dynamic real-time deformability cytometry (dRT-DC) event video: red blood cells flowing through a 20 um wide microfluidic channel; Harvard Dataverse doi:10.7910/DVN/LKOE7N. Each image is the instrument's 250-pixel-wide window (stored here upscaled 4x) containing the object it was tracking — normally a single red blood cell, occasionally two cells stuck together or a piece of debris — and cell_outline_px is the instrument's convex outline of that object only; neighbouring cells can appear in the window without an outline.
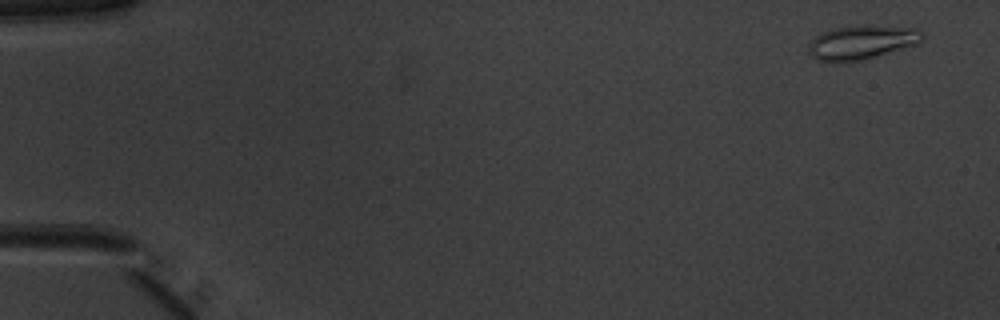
{"species": "common noctule bat (a hibernating species)", "species_latin": "Nyctalus noctula", "temperature_condition": "warm", "stored_images_in_passage": 50, "camera_frame_rate_fps": 3000, "um_per_image_px": 0.085, "animal": {"sex": "male", "body_mass_g": 20.1, "forearm_length_mm": 53.5}, "frame": {"image": 1, "passage_image": 1, "time_ms": 0.0, "image_size_px": [1000, 320], "cell_outline_px": [[924, 36], [916, 44], [876, 56], [860, 60], [840, 64], [820, 60], [812, 56], [808, 52], [808, 44], [816, 36], [824, 32], [836, 28], [856, 24], [868, 24], [920, 28], [924, 32]], "centroid_in_image_um": [73.25, 3.58], "position_along_channel_um": 11.7, "area_um2": 22.95}}
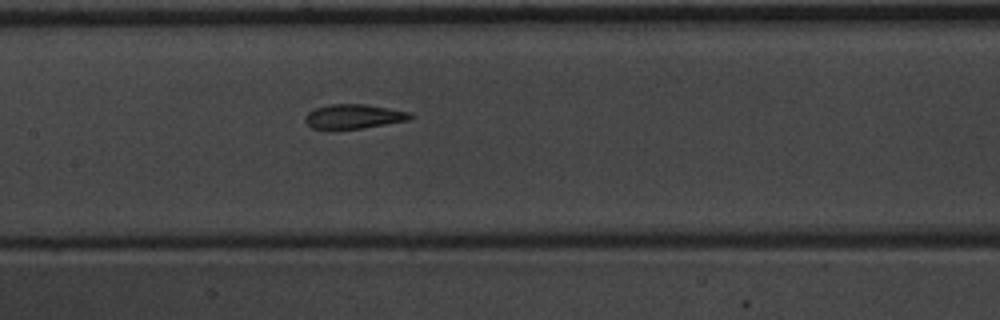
{"frame": {"image": 2, "passage_image": 24, "time_ms": 7.667, "image_size_px": [1000, 320], "cell_outline_px": [[416, 116], [408, 120], [364, 128], [312, 128], [304, 120], [304, 116], [308, 112], [316, 108], [328, 104], [364, 104], [412, 112]], "centroid_in_image_um": [30.11, 9.88], "position_along_channel_um": 177.3, "area_um2": 14.85}}
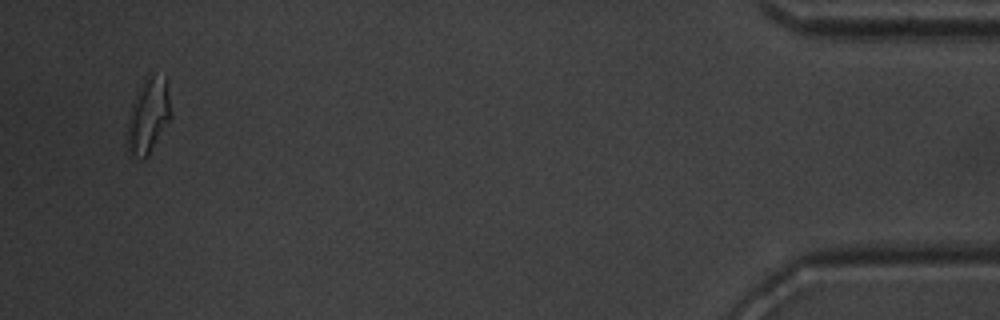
{"frame": {"image": 3, "passage_image": 48, "time_ms": 15.667, "image_size_px": [1000, 320], "cell_outline_px": [[172, 112], [168, 120], [148, 156], [144, 160], [140, 160], [128, 156], [128, 124], [132, 104], [148, 72], [168, 80]], "centroid_in_image_um": [12.62, 9.86], "position_along_channel_um": 422.6, "area_um2": 18.96}, "authors_computed_cell_mechanics": {"area_um2": 16.0395, "velocity_mm_per_s": 3.9875, "shape_relaxation_time_tau1_ms": 5.1506, "shape_relaxation_time_tau2_ms": 1.5409, "deformation_change_tau1": 0.195, "deformation_change_tau2": 0.0961}}